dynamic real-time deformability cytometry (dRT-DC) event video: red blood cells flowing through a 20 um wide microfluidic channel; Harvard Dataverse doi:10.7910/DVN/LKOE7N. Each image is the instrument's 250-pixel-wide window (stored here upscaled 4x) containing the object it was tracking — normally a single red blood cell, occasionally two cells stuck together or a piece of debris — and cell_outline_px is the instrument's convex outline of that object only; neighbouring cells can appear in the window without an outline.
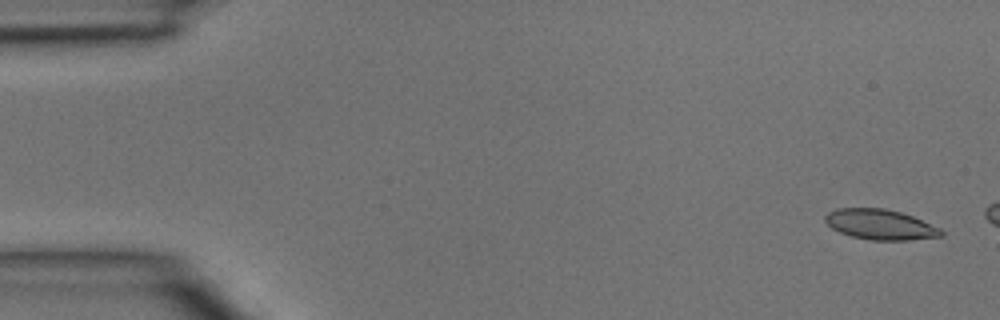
{"species": "common noctule bat (a hibernating species)", "species_latin": "Nyctalus noctula", "temperature_condition": "room temperature", "stored_images_in_passage": 3, "camera_frame_rate_fps": 3000, "um_per_image_px": 0.085, "animal": {"sex": "male", "body_mass_g": 15.6}, "frame": {"image": 1, "passage_image": 1, "time_ms": 0.0, "image_size_px": [1000, 320], "cell_outline_px": [[944, 236], [908, 240], [872, 240], [852, 236], [840, 232], [832, 228], [824, 220], [824, 216], [828, 212], [836, 208], [884, 208], [900, 212], [912, 216], [940, 228], [944, 232]], "centroid_in_image_um": [74.82, 19.08], "position_along_channel_um": 10.2, "area_um2": 20.4}}